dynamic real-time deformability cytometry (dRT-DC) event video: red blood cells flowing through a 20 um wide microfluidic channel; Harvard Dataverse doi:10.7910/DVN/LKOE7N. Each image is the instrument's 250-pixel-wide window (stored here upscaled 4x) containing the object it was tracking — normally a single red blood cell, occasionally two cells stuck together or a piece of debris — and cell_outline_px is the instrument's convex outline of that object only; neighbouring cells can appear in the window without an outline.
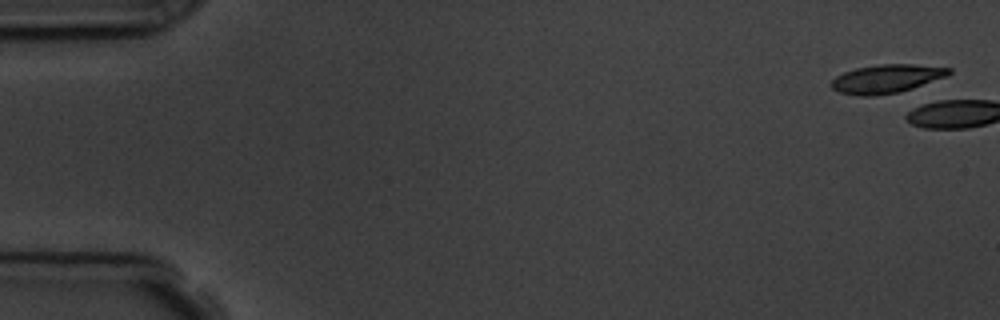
{"species": "common noctule bat (a hibernating species)", "species_latin": "Nyctalus noctula", "temperature_condition": "room temperature", "stored_images_in_passage": 2, "camera_frame_rate_fps": 3000, "um_per_image_px": 0.085, "animal": {"sex": "male", "body_mass_g": 19.5, "forearm_length_mm": 54.6}, "frame": {"image": 1, "passage_image": 1, "time_ms": 0.0, "image_size_px": [1000, 320], "cell_outline_px": [[952, 72], [948, 76], [900, 92], [872, 96], [860, 96], [840, 92], [832, 88], [832, 80], [836, 76], [844, 72], [856, 68], [880, 64], [916, 64], [952, 68]], "centroid_in_image_um": [75.39, 6.69], "position_along_channel_um": 9.6, "area_um2": 19.54}}